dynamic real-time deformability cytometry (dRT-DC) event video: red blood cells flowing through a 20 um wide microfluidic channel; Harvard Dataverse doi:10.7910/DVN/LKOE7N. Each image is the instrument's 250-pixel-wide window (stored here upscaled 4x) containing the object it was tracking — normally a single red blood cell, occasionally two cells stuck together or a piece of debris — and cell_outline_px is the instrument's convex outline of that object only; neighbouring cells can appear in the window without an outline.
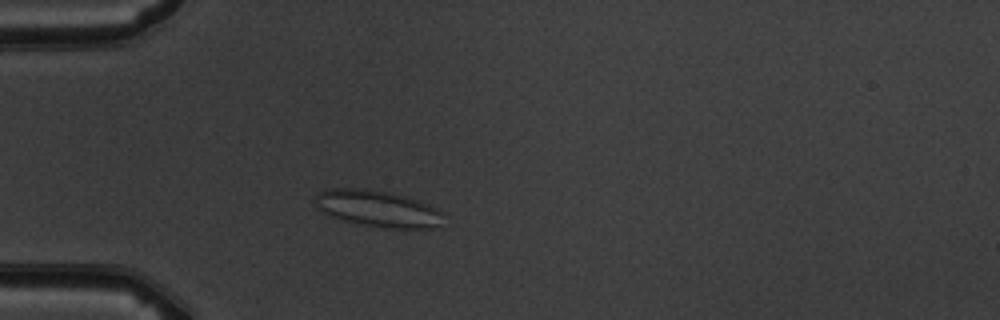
{"species": "common noctule bat (a hibernating species)", "species_latin": "Nyctalus noctula", "temperature_condition": "warm", "stored_images_in_passage": 2, "camera_frame_rate_fps": 3000, "um_per_image_px": 0.085, "animal": {"sex": "male", "body_mass_g": 19.5, "forearm_length_mm": 54.6}, "frame": {"image": 1, "passage_image": 2, "time_ms": 2.0, "image_size_px": [1000, 320], "cell_outline_px": [[440, 228], [384, 228], [360, 224], [332, 216], [324, 212], [316, 204], [316, 196], [320, 192], [332, 188], [364, 188], [388, 192], [404, 196], [428, 204], [436, 208], [440, 212]], "centroid_in_image_um": [32.12, 17.73], "position_along_channel_um": 52.9, "area_um2": 26.76}}